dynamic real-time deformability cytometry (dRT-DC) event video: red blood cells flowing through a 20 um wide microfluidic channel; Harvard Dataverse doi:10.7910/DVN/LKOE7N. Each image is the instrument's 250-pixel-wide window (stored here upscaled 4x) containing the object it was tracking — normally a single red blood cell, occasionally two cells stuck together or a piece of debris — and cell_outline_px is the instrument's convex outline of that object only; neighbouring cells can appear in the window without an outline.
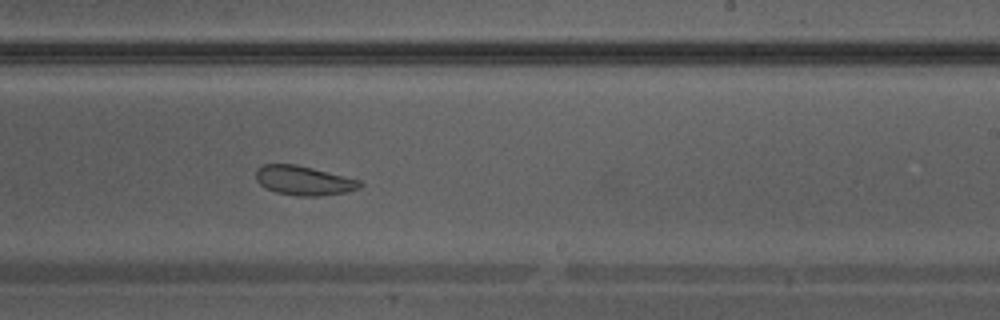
{"species": "Egyptian fruit bat (a non-hibernating species)", "species_latin": "Rousettus aegyptiacus", "temperature_condition": "warm", "stored_images_in_passage": 37, "camera_frame_rate_fps": 3000, "um_per_image_px": 0.085, "animal": {"sex": "male"}, "frame": {"image": 1, "passage_image": 22, "time_ms": 7.0, "image_size_px": [1000, 320], "cell_outline_px": [[364, 184], [360, 188], [344, 192], [320, 196], [296, 196], [276, 192], [260, 184], [256, 180], [256, 168], [264, 164], [296, 164], [360, 180]], "centroid_in_image_um": [25.81, 15.34], "position_along_channel_um": 263.2, "area_um2": 17.69}}